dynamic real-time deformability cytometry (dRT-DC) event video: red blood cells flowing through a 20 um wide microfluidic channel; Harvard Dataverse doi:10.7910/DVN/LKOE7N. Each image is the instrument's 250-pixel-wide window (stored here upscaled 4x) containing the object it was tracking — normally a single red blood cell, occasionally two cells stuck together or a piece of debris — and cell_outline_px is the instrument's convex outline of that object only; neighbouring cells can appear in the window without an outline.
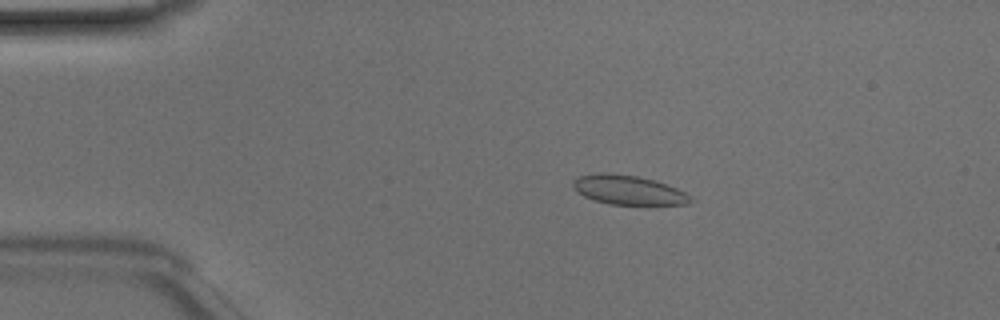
{"species": "Egyptian fruit bat (a non-hibernating species)", "species_latin": "Rousettus aegyptiacus", "temperature_condition": "room temperature", "stored_images_in_passage": 49, "camera_frame_rate_fps": 3000, "um_per_image_px": 0.085, "animal": {"sex": "male"}, "frame": {"image": 1, "passage_image": 10, "time_ms": 3.0, "image_size_px": [1000, 320], "cell_outline_px": [[692, 200], [688, 204], [608, 204], [584, 196], [576, 192], [572, 188], [572, 180], [580, 176], [600, 172], [608, 172], [636, 176], [656, 180], [676, 188], [692, 196]], "centroid_in_image_um": [53.37, 16.13], "position_along_channel_um": 31.6, "area_um2": 20.06}}
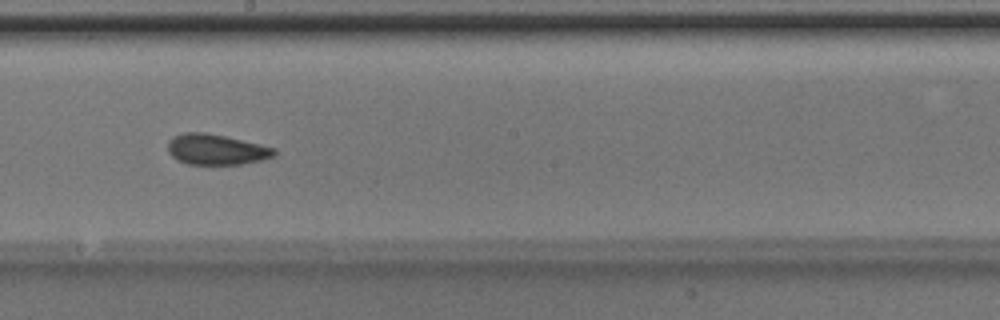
{"frame": {"image": 2, "passage_image": 28, "time_ms": 9.0, "image_size_px": [1000, 320], "cell_outline_px": [[276, 156], [260, 160], [240, 164], [188, 164], [176, 160], [168, 152], [168, 140], [172, 136], [184, 132], [204, 132], [224, 136], [260, 144], [276, 148]], "centroid_in_image_um": [18.35, 12.7], "position_along_channel_um": 229.8, "area_um2": 19.02}}
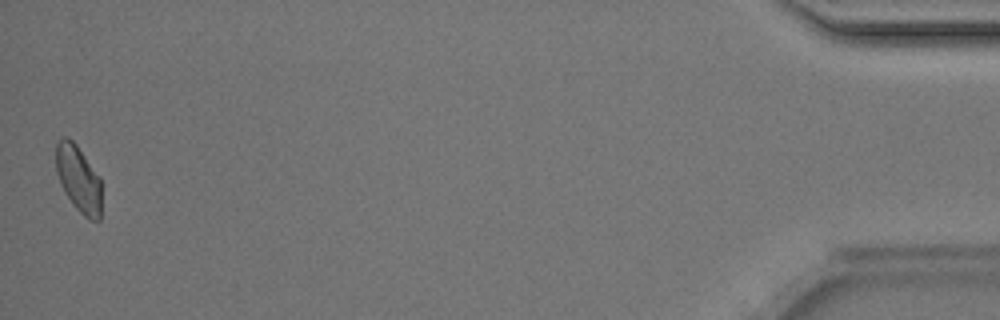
{"frame": {"image": 3, "passage_image": 49, "time_ms": 16.0, "image_size_px": [1000, 320], "cell_outline_px": [[100, 220], [88, 220], [72, 204], [64, 192], [60, 184], [56, 172], [56, 144], [60, 136], [68, 136], [76, 144], [100, 176]], "centroid_in_image_um": [6.65, 15.17], "position_along_channel_um": 428.6, "area_um2": 17.86}, "authors_computed_cell_mechanics": {"area_um2": 19.1896, "velocity_mm_per_s": 4.1488, "shape_relaxation_time_tau1_ms": 2.8898, "shape_relaxation_time_tau2_ms": 1.4443, "deformation_change_tau1": 0.1003, "deformation_change_tau2": 0.0691}}